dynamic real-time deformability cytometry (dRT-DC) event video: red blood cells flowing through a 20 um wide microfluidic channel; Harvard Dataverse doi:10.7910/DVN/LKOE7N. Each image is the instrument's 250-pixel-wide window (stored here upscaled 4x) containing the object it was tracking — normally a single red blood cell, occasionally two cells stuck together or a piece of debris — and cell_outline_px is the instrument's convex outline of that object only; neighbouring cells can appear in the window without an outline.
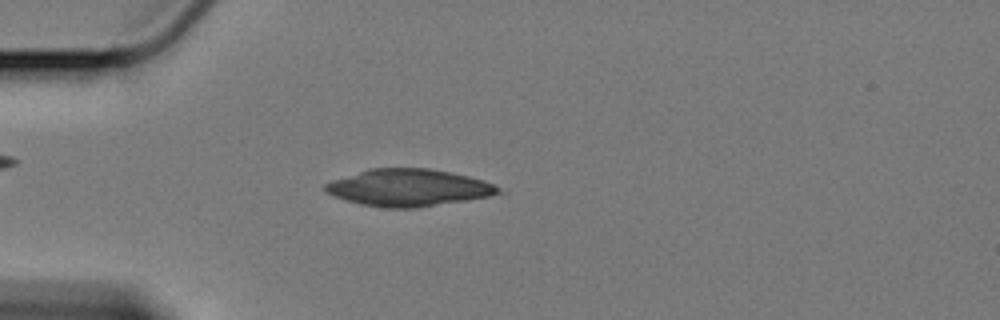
{"species": "Egyptian fruit bat (a non-hibernating species)", "species_latin": "Rousettus aegyptiacus", "temperature_condition": "cold", "stored_images_in_passage": 45, "camera_frame_rate_fps": 3000, "um_per_image_px": 0.085, "animal": {"sex": "female"}, "frame": {"image": 1, "passage_image": 13, "time_ms": 4.0, "image_size_px": [1000, 320], "cell_outline_px": [[504, 192], [488, 196], [468, 200], [416, 208], [384, 208], [360, 204], [344, 200], [332, 196], [324, 192], [324, 184], [332, 180], [368, 168], [428, 168], [452, 172], [468, 176], [492, 184], [500, 188]], "centroid_in_image_um": [34.67, 15.96], "position_along_channel_um": 50.3, "area_um2": 37.57}}